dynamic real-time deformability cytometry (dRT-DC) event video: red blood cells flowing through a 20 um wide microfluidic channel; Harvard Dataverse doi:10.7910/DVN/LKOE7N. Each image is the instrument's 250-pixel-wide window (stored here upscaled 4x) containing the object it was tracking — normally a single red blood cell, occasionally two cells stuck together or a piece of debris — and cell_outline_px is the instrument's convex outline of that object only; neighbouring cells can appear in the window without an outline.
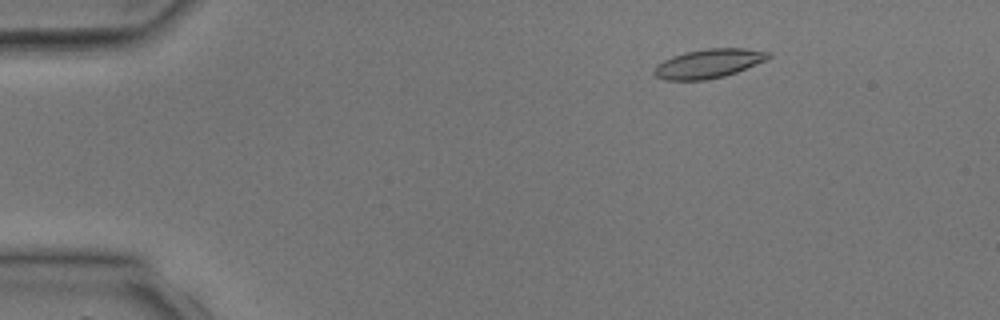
{"species": "common noctule bat (a hibernating species)", "species_latin": "Nyctalus noctula", "temperature_condition": "room temperature", "stored_images_in_passage": 4, "camera_frame_rate_fps": 3000, "um_per_image_px": 0.085, "animal": {"sex": "male", "body_mass_g": 17.9, "forearm_length_mm": 54.2}, "frame": {"image": 1, "passage_image": 2, "time_ms": 1.0, "image_size_px": [1000, 320], "cell_outline_px": [[772, 56], [764, 60], [736, 72], [724, 76], [704, 80], [664, 80], [656, 76], [652, 72], [656, 64], [672, 56], [684, 52], [704, 48], [744, 48], [772, 52]], "centroid_in_image_um": [60.19, 5.39], "position_along_channel_um": 24.8, "area_um2": 19.36}}
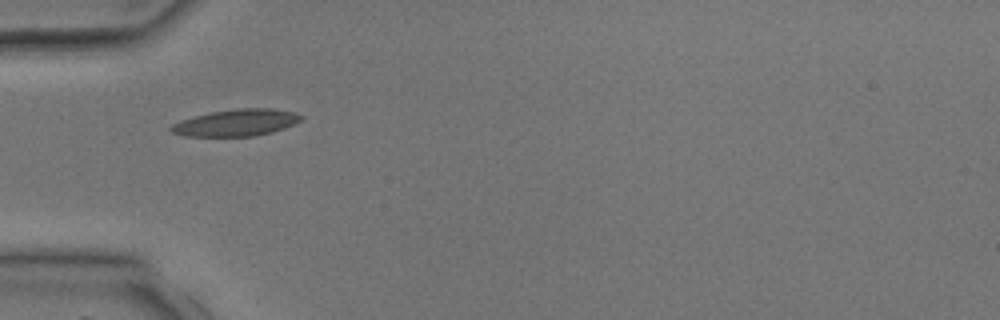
{"frame": {"image": 2, "passage_image": 4, "time_ms": 3.333, "image_size_px": [1000, 320], "cell_outline_px": [[304, 116], [300, 120], [284, 128], [272, 132], [256, 136], [184, 136], [172, 132], [168, 128], [172, 124], [180, 120], [212, 112], [240, 108], [272, 108], [292, 112]], "centroid_in_image_um": [20.06, 10.43], "position_along_channel_um": 64.9, "area_um2": 20.11}}